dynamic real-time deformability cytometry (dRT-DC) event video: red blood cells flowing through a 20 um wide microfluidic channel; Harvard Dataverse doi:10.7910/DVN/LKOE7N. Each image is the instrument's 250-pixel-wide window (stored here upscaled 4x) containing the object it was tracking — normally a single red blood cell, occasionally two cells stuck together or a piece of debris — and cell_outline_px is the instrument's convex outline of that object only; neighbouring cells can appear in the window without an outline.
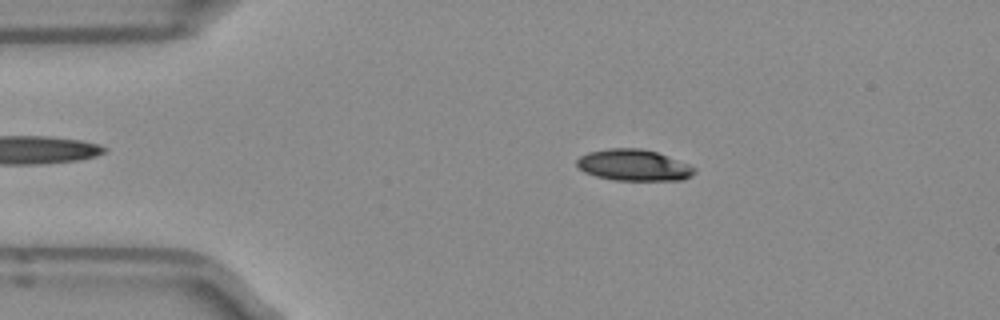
{"species": "Egyptian fruit bat (a non-hibernating species)", "species_latin": "Rousettus aegyptiacus", "temperature_condition": "room temperature", "stored_images_in_passage": 50, "camera_frame_rate_fps": 3000, "um_per_image_px": 0.085, "frame": {"image": 1, "passage_image": 9, "time_ms": 2.667, "image_size_px": [1000, 320], "cell_outline_px": [[696, 172], [692, 176], [680, 180], [616, 180], [596, 176], [584, 172], [576, 164], [576, 160], [580, 156], [588, 152], [608, 148], [640, 148], [656, 152], [688, 164], [696, 168]], "centroid_in_image_um": [53.86, 14.04], "position_along_channel_um": 31.1, "area_um2": 21.39}}
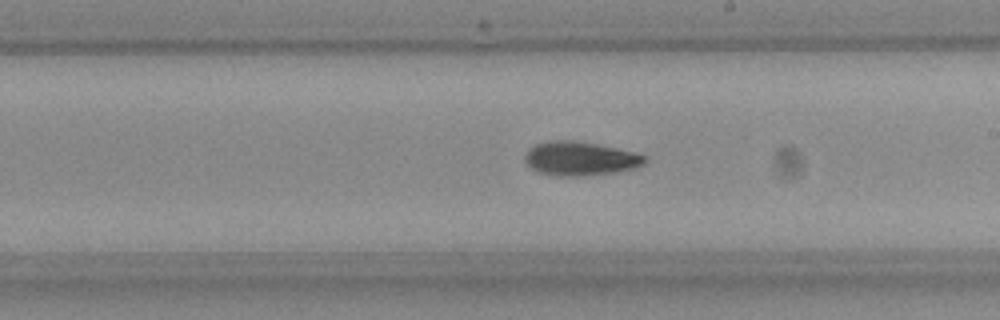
{"frame": {"image": 2, "passage_image": 28, "time_ms": 9.0, "image_size_px": [1000, 320], "cell_outline_px": [[648, 160], [644, 164], [636, 168], [616, 172], [580, 176], [556, 176], [540, 172], [532, 168], [524, 160], [524, 156], [536, 144], [548, 140], [572, 140], [596, 144], [616, 148], [648, 156]], "centroid_in_image_um": [49.35, 13.48], "position_along_channel_um": 239.6, "area_um2": 23.58}}
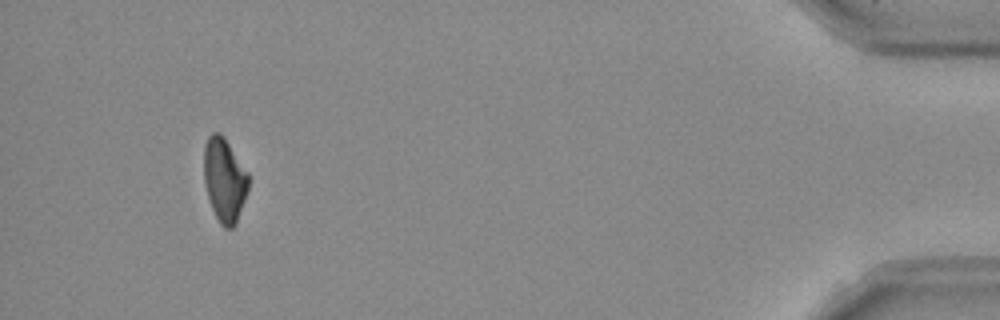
{"frame": {"image": 3, "passage_image": 47, "time_ms": 15.333, "image_size_px": [1000, 320], "cell_outline_px": [[248, 188], [244, 200], [236, 220], [232, 228], [224, 228], [220, 224], [212, 208], [208, 196], [204, 180], [204, 144], [208, 136], [212, 132], [220, 132], [224, 136], [248, 172]], "centroid_in_image_um": [19.06, 15.23], "position_along_channel_um": 416.1, "area_um2": 21.56}, "authors_computed_cell_mechanics": {"area_um2": 22.253, "velocity_mm_per_s": 3.9749, "shape_relaxation_time_tau1_ms": 5.3783, "shape_relaxation_time_tau2_ms": null, "deformation_change_tau1": 0.144, "deformation_change_tau2": null}}